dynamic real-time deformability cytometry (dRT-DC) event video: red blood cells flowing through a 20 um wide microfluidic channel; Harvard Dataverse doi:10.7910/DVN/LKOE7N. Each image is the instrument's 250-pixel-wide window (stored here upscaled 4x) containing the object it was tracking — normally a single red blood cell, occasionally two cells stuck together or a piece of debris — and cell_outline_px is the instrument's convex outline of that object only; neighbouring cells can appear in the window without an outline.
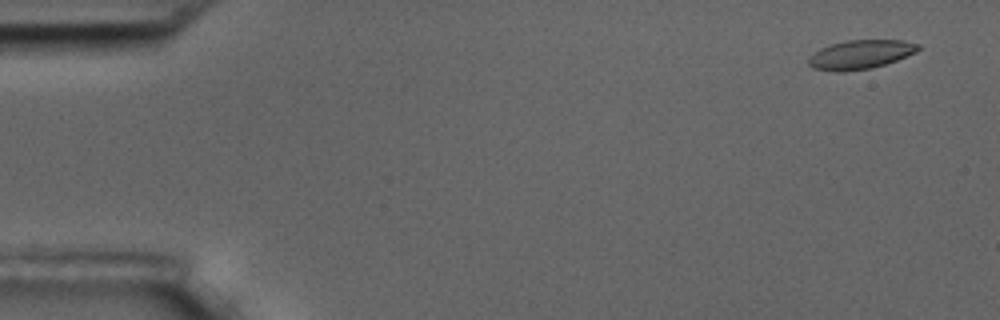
{"species": "common noctule bat (a hibernating species)", "species_latin": "Nyctalus noctula", "temperature_condition": "room temperature", "stored_images_in_passage": 5, "camera_frame_rate_fps": 3000, "um_per_image_px": 0.085, "animal": {"sex": "male", "body_mass_g": 17.5, "forearm_length_mm": 52.3}, "frame": {"image": 1, "passage_image": 1, "time_ms": 0.0, "image_size_px": [1000, 320], "cell_outline_px": [[920, 48], [916, 52], [896, 60], [872, 68], [844, 72], [836, 72], [812, 68], [808, 64], [808, 56], [820, 48], [832, 44], [848, 40], [904, 40], [920, 44]], "centroid_in_image_um": [73.11, 4.64], "position_along_channel_um": 11.9, "area_um2": 18.61}}
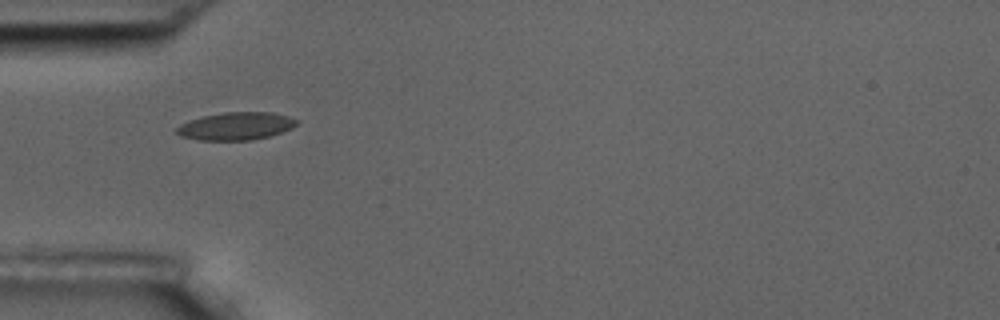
{"frame": {"image": 2, "passage_image": 5, "time_ms": 5.0, "image_size_px": [1000, 320], "cell_outline_px": [[300, 120], [292, 128], [268, 136], [252, 140], [200, 140], [180, 136], [176, 132], [176, 128], [180, 124], [188, 120], [204, 116], [224, 112], [272, 112], [288, 116]], "centroid_in_image_um": [20.05, 10.71], "position_along_channel_um": 65.0, "area_um2": 19.36}}